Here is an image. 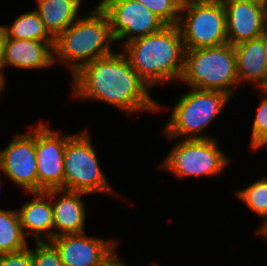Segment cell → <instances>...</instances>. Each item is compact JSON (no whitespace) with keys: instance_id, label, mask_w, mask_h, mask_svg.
<instances>
[{"instance_id":"obj_24","label":"cell","mask_w":267,"mask_h":266,"mask_svg":"<svg viewBox=\"0 0 267 266\" xmlns=\"http://www.w3.org/2000/svg\"><path fill=\"white\" fill-rule=\"evenodd\" d=\"M31 248L33 266H64L60 254L50 241L36 242Z\"/></svg>"},{"instance_id":"obj_7","label":"cell","mask_w":267,"mask_h":266,"mask_svg":"<svg viewBox=\"0 0 267 266\" xmlns=\"http://www.w3.org/2000/svg\"><path fill=\"white\" fill-rule=\"evenodd\" d=\"M64 190L71 192L114 193L101 170L88 131L71 134L64 152Z\"/></svg>"},{"instance_id":"obj_30","label":"cell","mask_w":267,"mask_h":266,"mask_svg":"<svg viewBox=\"0 0 267 266\" xmlns=\"http://www.w3.org/2000/svg\"><path fill=\"white\" fill-rule=\"evenodd\" d=\"M244 1L254 2L267 7V0H244Z\"/></svg>"},{"instance_id":"obj_28","label":"cell","mask_w":267,"mask_h":266,"mask_svg":"<svg viewBox=\"0 0 267 266\" xmlns=\"http://www.w3.org/2000/svg\"><path fill=\"white\" fill-rule=\"evenodd\" d=\"M255 232L257 235H261L262 237H265V239L267 240V221L261 223L260 227Z\"/></svg>"},{"instance_id":"obj_13","label":"cell","mask_w":267,"mask_h":266,"mask_svg":"<svg viewBox=\"0 0 267 266\" xmlns=\"http://www.w3.org/2000/svg\"><path fill=\"white\" fill-rule=\"evenodd\" d=\"M226 12L227 41L237 45L260 37L267 24V7L244 0H222Z\"/></svg>"},{"instance_id":"obj_16","label":"cell","mask_w":267,"mask_h":266,"mask_svg":"<svg viewBox=\"0 0 267 266\" xmlns=\"http://www.w3.org/2000/svg\"><path fill=\"white\" fill-rule=\"evenodd\" d=\"M30 194L33 199L17 210L22 231L25 237L33 235L36 242L51 241L54 229L51 190Z\"/></svg>"},{"instance_id":"obj_2","label":"cell","mask_w":267,"mask_h":266,"mask_svg":"<svg viewBox=\"0 0 267 266\" xmlns=\"http://www.w3.org/2000/svg\"><path fill=\"white\" fill-rule=\"evenodd\" d=\"M134 71L150 86L181 80L184 69L182 35L178 25L136 38L122 47Z\"/></svg>"},{"instance_id":"obj_14","label":"cell","mask_w":267,"mask_h":266,"mask_svg":"<svg viewBox=\"0 0 267 266\" xmlns=\"http://www.w3.org/2000/svg\"><path fill=\"white\" fill-rule=\"evenodd\" d=\"M54 41L2 39L3 67L43 69L54 65Z\"/></svg>"},{"instance_id":"obj_26","label":"cell","mask_w":267,"mask_h":266,"mask_svg":"<svg viewBox=\"0 0 267 266\" xmlns=\"http://www.w3.org/2000/svg\"><path fill=\"white\" fill-rule=\"evenodd\" d=\"M123 262L120 256L118 257L116 254L115 249L100 266H128Z\"/></svg>"},{"instance_id":"obj_8","label":"cell","mask_w":267,"mask_h":266,"mask_svg":"<svg viewBox=\"0 0 267 266\" xmlns=\"http://www.w3.org/2000/svg\"><path fill=\"white\" fill-rule=\"evenodd\" d=\"M218 146L215 138H181L159 166L180 179L198 175H221L230 160Z\"/></svg>"},{"instance_id":"obj_10","label":"cell","mask_w":267,"mask_h":266,"mask_svg":"<svg viewBox=\"0 0 267 266\" xmlns=\"http://www.w3.org/2000/svg\"><path fill=\"white\" fill-rule=\"evenodd\" d=\"M71 135H61L45 122L36 127L38 192L64 190V152Z\"/></svg>"},{"instance_id":"obj_11","label":"cell","mask_w":267,"mask_h":266,"mask_svg":"<svg viewBox=\"0 0 267 266\" xmlns=\"http://www.w3.org/2000/svg\"><path fill=\"white\" fill-rule=\"evenodd\" d=\"M32 129L25 134H16L0 152V170L28 193L38 192L36 128Z\"/></svg>"},{"instance_id":"obj_21","label":"cell","mask_w":267,"mask_h":266,"mask_svg":"<svg viewBox=\"0 0 267 266\" xmlns=\"http://www.w3.org/2000/svg\"><path fill=\"white\" fill-rule=\"evenodd\" d=\"M234 193L250 210L264 218L262 223L267 221V176Z\"/></svg>"},{"instance_id":"obj_27","label":"cell","mask_w":267,"mask_h":266,"mask_svg":"<svg viewBox=\"0 0 267 266\" xmlns=\"http://www.w3.org/2000/svg\"><path fill=\"white\" fill-rule=\"evenodd\" d=\"M2 39H3V31L0 25V82H5V76H4V70L5 69L3 67L2 64Z\"/></svg>"},{"instance_id":"obj_15","label":"cell","mask_w":267,"mask_h":266,"mask_svg":"<svg viewBox=\"0 0 267 266\" xmlns=\"http://www.w3.org/2000/svg\"><path fill=\"white\" fill-rule=\"evenodd\" d=\"M57 194H61L57 199ZM86 193L51 190L53 210V238L62 235L85 233L86 209L81 199ZM57 229V230H56ZM58 231V232H57Z\"/></svg>"},{"instance_id":"obj_29","label":"cell","mask_w":267,"mask_h":266,"mask_svg":"<svg viewBox=\"0 0 267 266\" xmlns=\"http://www.w3.org/2000/svg\"><path fill=\"white\" fill-rule=\"evenodd\" d=\"M263 45H264V53H265V57H266V61H267V24L265 26V28L263 29V32L260 35Z\"/></svg>"},{"instance_id":"obj_12","label":"cell","mask_w":267,"mask_h":266,"mask_svg":"<svg viewBox=\"0 0 267 266\" xmlns=\"http://www.w3.org/2000/svg\"><path fill=\"white\" fill-rule=\"evenodd\" d=\"M50 242L64 266H100L118 247L116 240L88 237L85 233L58 236Z\"/></svg>"},{"instance_id":"obj_19","label":"cell","mask_w":267,"mask_h":266,"mask_svg":"<svg viewBox=\"0 0 267 266\" xmlns=\"http://www.w3.org/2000/svg\"><path fill=\"white\" fill-rule=\"evenodd\" d=\"M1 28L3 38L54 41L35 10L21 14L14 19L12 25H1Z\"/></svg>"},{"instance_id":"obj_1","label":"cell","mask_w":267,"mask_h":266,"mask_svg":"<svg viewBox=\"0 0 267 266\" xmlns=\"http://www.w3.org/2000/svg\"><path fill=\"white\" fill-rule=\"evenodd\" d=\"M73 76V95L106 102L134 114L163 106L149 94L150 86L134 71L125 54L113 52L83 65Z\"/></svg>"},{"instance_id":"obj_9","label":"cell","mask_w":267,"mask_h":266,"mask_svg":"<svg viewBox=\"0 0 267 266\" xmlns=\"http://www.w3.org/2000/svg\"><path fill=\"white\" fill-rule=\"evenodd\" d=\"M97 5L109 19L115 42L123 41L120 46L136 38L159 32L167 25L136 0H101Z\"/></svg>"},{"instance_id":"obj_17","label":"cell","mask_w":267,"mask_h":266,"mask_svg":"<svg viewBox=\"0 0 267 266\" xmlns=\"http://www.w3.org/2000/svg\"><path fill=\"white\" fill-rule=\"evenodd\" d=\"M237 77L240 82H253L260 89L267 85V61L261 37L234 45Z\"/></svg>"},{"instance_id":"obj_4","label":"cell","mask_w":267,"mask_h":266,"mask_svg":"<svg viewBox=\"0 0 267 266\" xmlns=\"http://www.w3.org/2000/svg\"><path fill=\"white\" fill-rule=\"evenodd\" d=\"M191 88L220 91L233 98L239 80L234 46L185 49L181 80Z\"/></svg>"},{"instance_id":"obj_6","label":"cell","mask_w":267,"mask_h":266,"mask_svg":"<svg viewBox=\"0 0 267 266\" xmlns=\"http://www.w3.org/2000/svg\"><path fill=\"white\" fill-rule=\"evenodd\" d=\"M178 27L185 49L228 43L222 0H183Z\"/></svg>"},{"instance_id":"obj_5","label":"cell","mask_w":267,"mask_h":266,"mask_svg":"<svg viewBox=\"0 0 267 266\" xmlns=\"http://www.w3.org/2000/svg\"><path fill=\"white\" fill-rule=\"evenodd\" d=\"M230 98L225 92L190 88L189 92L177 98L164 126V135L169 140L182 136V139H211V136L202 132L206 131Z\"/></svg>"},{"instance_id":"obj_23","label":"cell","mask_w":267,"mask_h":266,"mask_svg":"<svg viewBox=\"0 0 267 266\" xmlns=\"http://www.w3.org/2000/svg\"><path fill=\"white\" fill-rule=\"evenodd\" d=\"M257 114L253 120L250 146L252 149L267 147V95L261 97Z\"/></svg>"},{"instance_id":"obj_32","label":"cell","mask_w":267,"mask_h":266,"mask_svg":"<svg viewBox=\"0 0 267 266\" xmlns=\"http://www.w3.org/2000/svg\"><path fill=\"white\" fill-rule=\"evenodd\" d=\"M261 90L264 92L263 95L267 94V85L263 89H261Z\"/></svg>"},{"instance_id":"obj_3","label":"cell","mask_w":267,"mask_h":266,"mask_svg":"<svg viewBox=\"0 0 267 266\" xmlns=\"http://www.w3.org/2000/svg\"><path fill=\"white\" fill-rule=\"evenodd\" d=\"M87 13L54 39V63L68 64L72 75L83 65L114 52L107 15L98 5Z\"/></svg>"},{"instance_id":"obj_20","label":"cell","mask_w":267,"mask_h":266,"mask_svg":"<svg viewBox=\"0 0 267 266\" xmlns=\"http://www.w3.org/2000/svg\"><path fill=\"white\" fill-rule=\"evenodd\" d=\"M27 244L17 210L0 208V255L22 251Z\"/></svg>"},{"instance_id":"obj_31","label":"cell","mask_w":267,"mask_h":266,"mask_svg":"<svg viewBox=\"0 0 267 266\" xmlns=\"http://www.w3.org/2000/svg\"><path fill=\"white\" fill-rule=\"evenodd\" d=\"M5 82H0V94L2 93V90L6 91L4 88Z\"/></svg>"},{"instance_id":"obj_25","label":"cell","mask_w":267,"mask_h":266,"mask_svg":"<svg viewBox=\"0 0 267 266\" xmlns=\"http://www.w3.org/2000/svg\"><path fill=\"white\" fill-rule=\"evenodd\" d=\"M0 266H33L30 248L0 255Z\"/></svg>"},{"instance_id":"obj_22","label":"cell","mask_w":267,"mask_h":266,"mask_svg":"<svg viewBox=\"0 0 267 266\" xmlns=\"http://www.w3.org/2000/svg\"><path fill=\"white\" fill-rule=\"evenodd\" d=\"M160 17L167 25H178L183 0H136Z\"/></svg>"},{"instance_id":"obj_18","label":"cell","mask_w":267,"mask_h":266,"mask_svg":"<svg viewBox=\"0 0 267 266\" xmlns=\"http://www.w3.org/2000/svg\"><path fill=\"white\" fill-rule=\"evenodd\" d=\"M34 9L48 33L55 39L73 24L79 16L82 0H36Z\"/></svg>"}]
</instances>
